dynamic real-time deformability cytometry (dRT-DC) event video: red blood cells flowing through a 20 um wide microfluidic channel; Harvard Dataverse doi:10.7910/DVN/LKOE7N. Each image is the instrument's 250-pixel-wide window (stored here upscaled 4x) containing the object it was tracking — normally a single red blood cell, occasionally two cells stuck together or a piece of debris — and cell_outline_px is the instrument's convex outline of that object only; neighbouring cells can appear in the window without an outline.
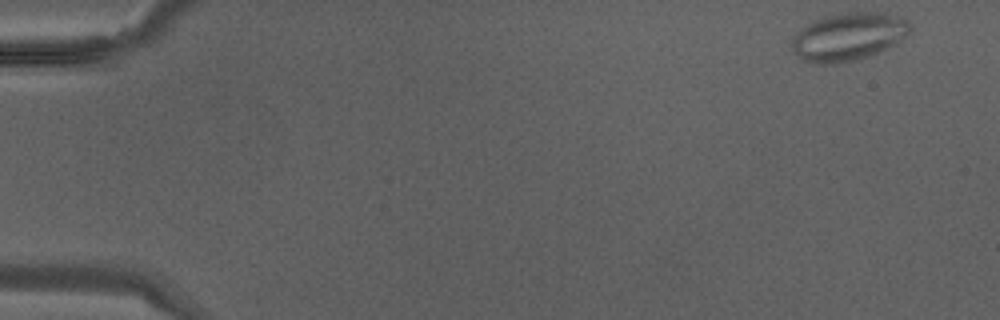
{"species": "Egyptian fruit bat (a non-hibernating species)", "species_latin": "Rousettus aegyptiacus", "temperature_condition": "warm", "stored_images_in_passage": 39, "camera_frame_rate_fps": 3000, "um_per_image_px": 0.085, "animal": {"sex": "male"}, "frame": {"image": 1, "passage_image": 1, "time_ms": 0.0, "image_size_px": [1000, 320], "cell_outline_px": [[912, 28], [908, 36], [896, 44], [868, 56], [856, 60], [836, 64], [808, 64], [792, 52], [792, 36], [812, 20], [824, 16], [848, 12], [880, 12], [896, 16], [908, 20]], "centroid_in_image_um": [72.1, 3.13], "position_along_channel_um": 12.9, "area_um2": 33.47}}
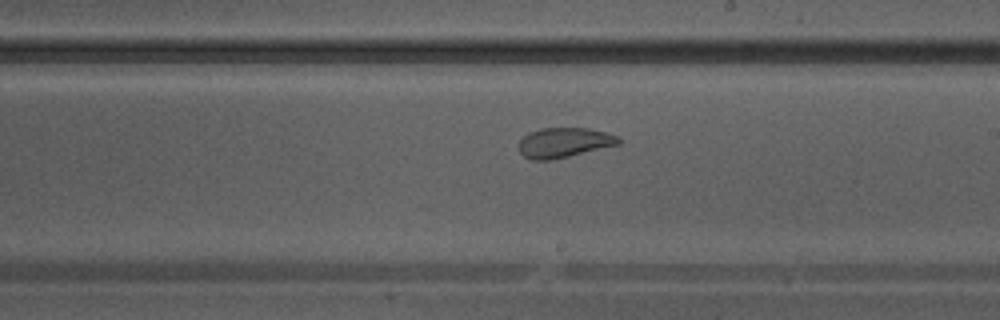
{"frame": {"image": 2, "passage_image": 23, "time_ms": 7.333, "image_size_px": [1000, 320], "cell_outline_px": [[620, 144], [568, 156], [548, 160], [532, 160], [524, 156], [520, 152], [520, 140], [528, 132], [540, 128], [588, 128], [620, 136]], "centroid_in_image_um": [47.95, 12.11], "position_along_channel_um": 241.1, "area_um2": 17.22}}
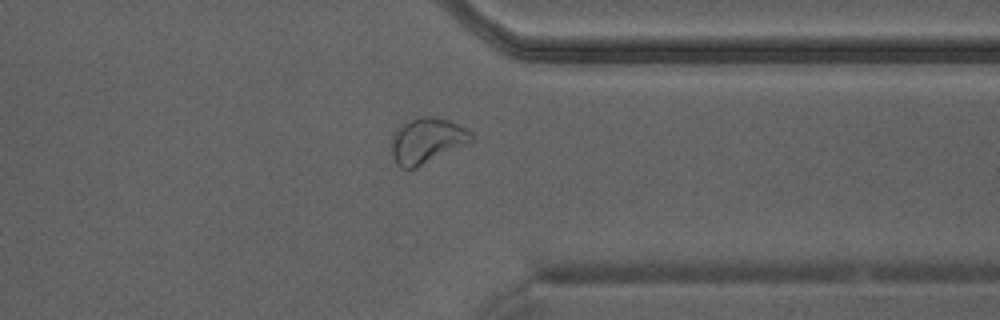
{"frame": {"image": 3, "passage_image": 31, "time_ms": 10.0, "image_size_px": [1000, 320], "cell_outline_px": [[476, 140], [472, 144], [416, 168], [400, 168], [396, 164], [392, 156], [392, 144], [396, 132], [404, 124], [420, 116], [432, 116], [448, 120], [472, 132]], "centroid_in_image_um": [36.39, 11.99], "position_along_channel_um": 375.0, "area_um2": 21.33}}